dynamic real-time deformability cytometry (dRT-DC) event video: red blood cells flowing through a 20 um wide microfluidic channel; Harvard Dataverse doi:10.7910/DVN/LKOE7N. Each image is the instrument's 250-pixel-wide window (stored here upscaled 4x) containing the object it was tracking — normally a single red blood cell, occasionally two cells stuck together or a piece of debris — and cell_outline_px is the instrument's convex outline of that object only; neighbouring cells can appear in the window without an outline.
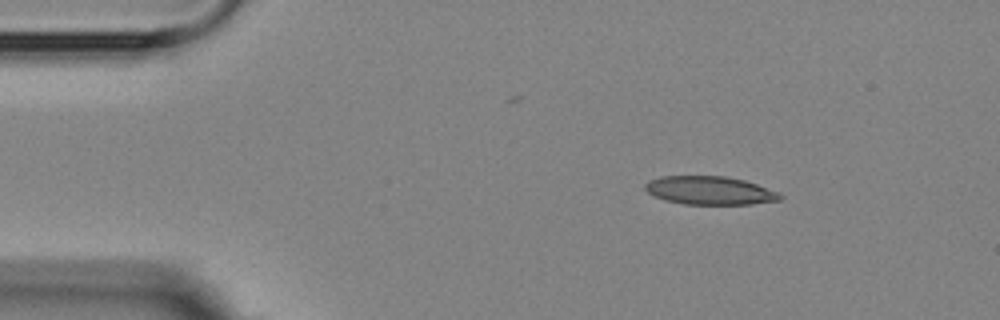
{"species": "Egyptian fruit bat (a non-hibernating species)", "species_latin": "Rousettus aegyptiacus", "temperature_condition": "room temperature", "stored_images_in_passage": 4, "camera_frame_rate_fps": 3000, "um_per_image_px": 0.085, "animal": {"sex": "female"}, "frame": {"image": 1, "passage_image": 1, "time_ms": 0.0, "image_size_px": [1000, 320], "cell_outline_px": [[784, 196], [780, 200], [752, 204], [684, 204], [664, 200], [648, 192], [644, 188], [644, 184], [648, 180], [660, 176], [724, 176], [744, 180], [780, 192]], "centroid_in_image_um": [60.33, 16.19], "position_along_channel_um": 24.7, "area_um2": 22.37}}